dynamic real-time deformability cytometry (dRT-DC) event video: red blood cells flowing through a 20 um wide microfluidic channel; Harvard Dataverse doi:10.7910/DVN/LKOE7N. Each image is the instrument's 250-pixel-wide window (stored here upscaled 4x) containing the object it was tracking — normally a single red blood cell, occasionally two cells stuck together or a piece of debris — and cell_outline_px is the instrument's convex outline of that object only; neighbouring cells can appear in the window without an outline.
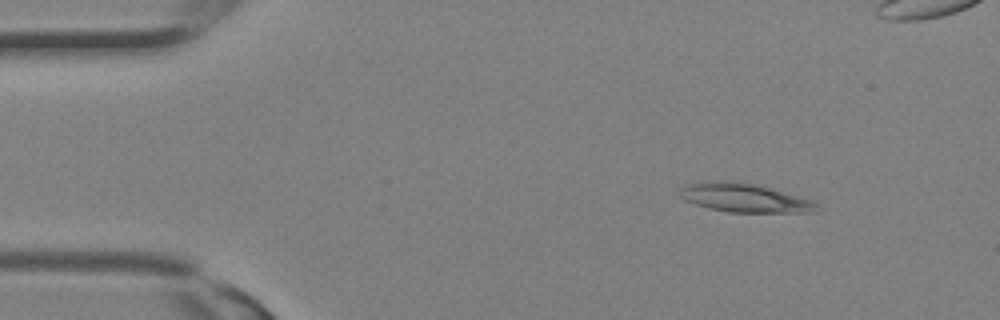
{"species": "Egyptian fruit bat (a non-hibernating species)", "species_latin": "Rousettus aegyptiacus", "temperature_condition": "room temperature", "stored_images_in_passage": 19, "camera_frame_rate_fps": 3000, "um_per_image_px": 0.085, "animal": {"sex": "female"}, "frame": {"image": 1, "passage_image": 4, "time_ms": 1.0, "image_size_px": [1000, 320], "cell_outline_px": [[816, 212], [728, 212], [708, 208], [684, 200], [676, 192], [684, 184], [704, 180], [732, 180], [756, 184], [812, 200], [816, 204]], "centroid_in_image_um": [63.16, 16.79], "position_along_channel_um": 21.8, "area_um2": 23.18}}
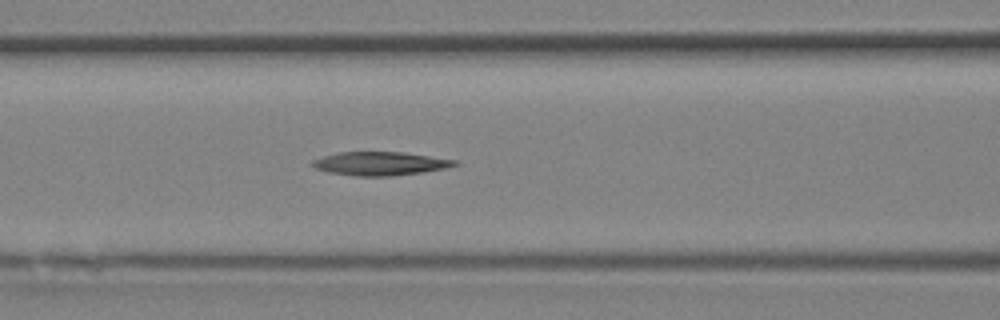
{"frame": {"image": 2, "passage_image": 13, "time_ms": 4.0, "image_size_px": [1000, 320], "cell_outline_px": [[460, 164], [444, 168], [420, 172], [392, 176], [356, 176], [328, 172], [316, 168], [312, 164], [312, 160], [324, 156], [340, 152], [404, 152], [460, 160]], "centroid_in_image_um": [32.36, 13.89], "position_along_channel_um": 134.2, "area_um2": 19.48}}
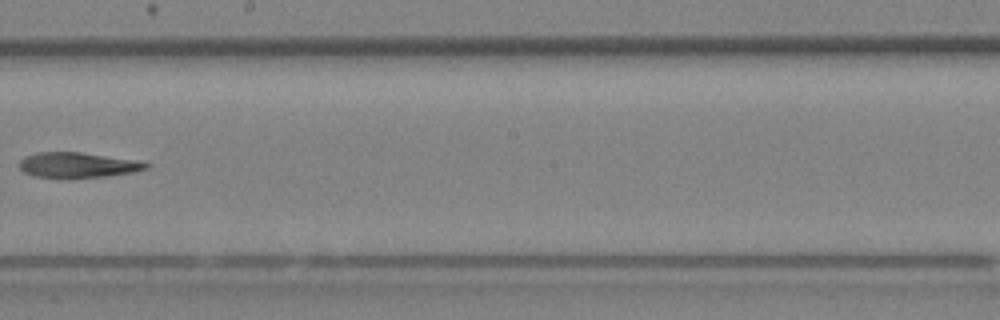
{"frame": {"image": 3, "passage_image": 18, "time_ms": 5.667, "image_size_px": [1000, 320], "cell_outline_px": [[152, 164], [148, 168], [136, 172], [108, 176], [64, 180], [32, 176], [24, 172], [20, 168], [20, 160], [24, 156], [36, 152], [80, 152], [136, 160]], "centroid_in_image_um": [6.59, 14.06], "position_along_channel_um": 241.6, "area_um2": 19.36}}